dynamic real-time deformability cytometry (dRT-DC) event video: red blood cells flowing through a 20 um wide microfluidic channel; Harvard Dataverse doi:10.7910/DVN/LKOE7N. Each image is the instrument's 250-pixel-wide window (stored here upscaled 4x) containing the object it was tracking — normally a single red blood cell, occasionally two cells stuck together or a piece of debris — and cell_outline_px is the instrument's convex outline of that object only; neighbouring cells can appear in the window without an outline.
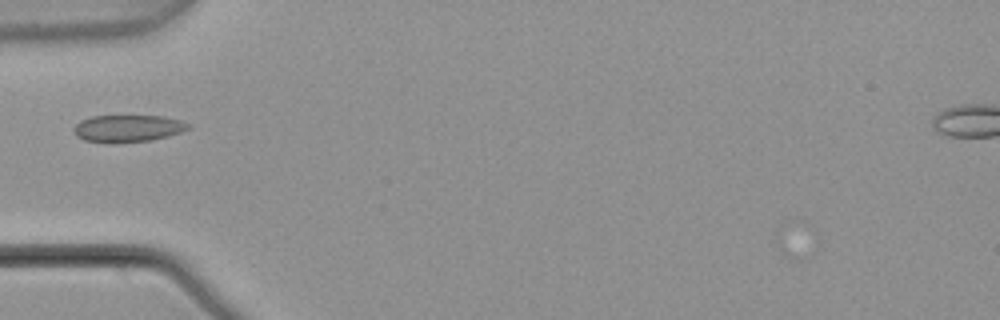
{"species": "common noctule bat (a hibernating species)", "species_latin": "Nyctalus noctula", "temperature_condition": "warm", "stored_images_in_passage": 5, "camera_frame_rate_fps": 3000, "um_per_image_px": 0.085, "animal": {"sex": "male", "body_mass_g": 21.5, "forearm_length_mm": 52.0}, "frame": {"image": 1, "passage_image": 5, "time_ms": 1.333, "image_size_px": [1000, 320], "cell_outline_px": [[192, 124], [188, 128], [180, 132], [148, 140], [112, 144], [104, 144], [84, 140], [76, 136], [72, 132], [72, 128], [80, 120], [92, 116], [160, 116], [180, 120]], "centroid_in_image_um": [10.76, 10.93], "position_along_channel_um": 74.2, "area_um2": 18.21}}